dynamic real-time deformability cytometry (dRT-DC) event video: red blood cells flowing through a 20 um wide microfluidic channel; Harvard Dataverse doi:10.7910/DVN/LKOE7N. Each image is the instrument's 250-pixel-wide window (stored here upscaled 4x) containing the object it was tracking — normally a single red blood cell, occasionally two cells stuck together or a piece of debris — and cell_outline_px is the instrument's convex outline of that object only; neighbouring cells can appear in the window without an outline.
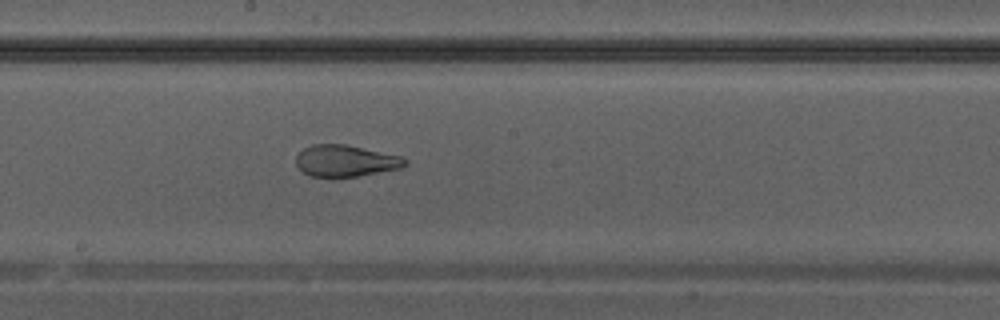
{"species": "Egyptian fruit bat (a non-hibernating species)", "species_latin": "Rousettus aegyptiacus", "temperature_condition": "warm", "stored_images_in_passage": 42, "camera_frame_rate_fps": 3000, "um_per_image_px": 0.085, "animal": {"sex": "male"}, "frame": {"image": 1, "passage_image": 24, "time_ms": 7.667, "image_size_px": [1000, 320], "cell_outline_px": [[408, 164], [400, 168], [356, 176], [332, 180], [308, 176], [296, 164], [296, 156], [304, 148], [312, 144], [344, 144], [400, 156], [408, 160]], "centroid_in_image_um": [29.32, 13.71], "position_along_channel_um": 218.9, "area_um2": 20.4}}